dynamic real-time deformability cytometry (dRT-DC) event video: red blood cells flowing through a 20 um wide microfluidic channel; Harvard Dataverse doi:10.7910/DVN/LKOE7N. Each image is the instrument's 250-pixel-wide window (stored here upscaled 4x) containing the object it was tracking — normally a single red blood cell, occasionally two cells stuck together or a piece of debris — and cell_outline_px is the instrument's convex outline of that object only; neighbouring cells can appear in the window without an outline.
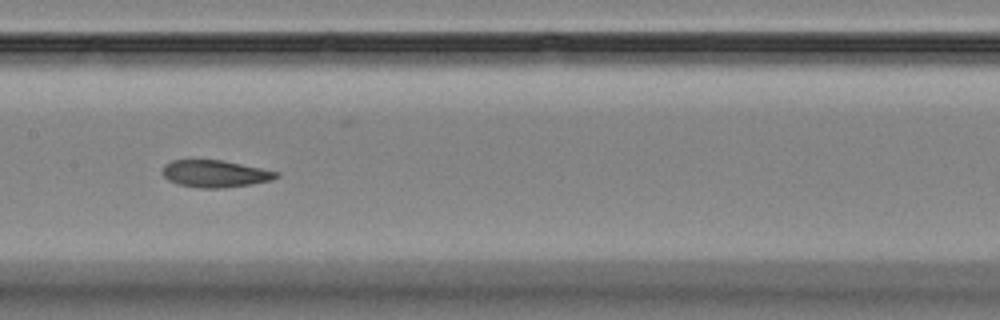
{"species": "Egyptian fruit bat (a non-hibernating species)", "species_latin": "Rousettus aegyptiacus", "temperature_condition": "room temperature", "stored_images_in_passage": 9, "camera_frame_rate_fps": 3000, "um_per_image_px": 0.085, "animal": {"sex": "female"}, "frame": {"image": 1, "passage_image": 8, "time_ms": 8.667, "image_size_px": [1000, 320], "cell_outline_px": [[280, 176], [272, 180], [252, 184], [224, 188], [200, 188], [180, 184], [168, 180], [164, 176], [164, 164], [172, 160], [224, 160], [280, 172]], "centroid_in_image_um": [18.34, 14.76], "position_along_channel_um": 189.1, "area_um2": 17.98}}
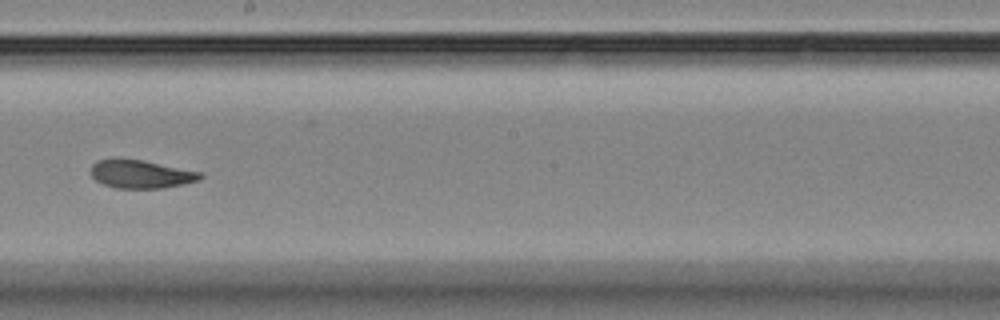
{"frame": {"image": 2, "passage_image": 9, "time_ms": 10.0, "image_size_px": [1000, 320], "cell_outline_px": [[204, 176], [200, 180], [184, 184], [164, 188], [116, 188], [104, 184], [96, 180], [88, 172], [92, 164], [96, 160], [144, 160], [204, 172]], "centroid_in_image_um": [12.03, 14.81], "position_along_channel_um": 236.2, "area_um2": 18.09}}